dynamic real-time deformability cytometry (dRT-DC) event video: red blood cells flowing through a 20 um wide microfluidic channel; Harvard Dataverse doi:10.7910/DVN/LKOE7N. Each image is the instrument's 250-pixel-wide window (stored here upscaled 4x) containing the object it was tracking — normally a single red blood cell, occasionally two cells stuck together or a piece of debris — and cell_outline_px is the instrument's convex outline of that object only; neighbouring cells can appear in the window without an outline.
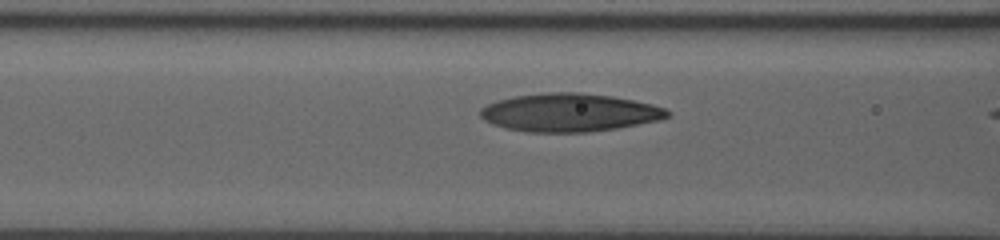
{"species": "human", "species_latin": "Homo sapiens", "temperature_condition": "room temperature", "stored_images_in_passage": 26, "camera_frame_rate_fps": 3000, "um_per_image_px": 0.085, "donor": {"sex": "male"}, "frame": {"image": 1, "passage_image": 8, "time_ms": 2.333, "image_size_px": [1000, 240], "cell_outline_px": [[672, 112], [668, 116], [660, 120], [616, 128], [588, 132], [528, 132], [508, 128], [492, 124], [484, 120], [480, 116], [480, 108], [496, 100], [516, 96], [548, 92], [580, 92], [612, 96], [652, 104], [664, 108]], "centroid_in_image_um": [48.39, 9.56], "position_along_channel_um": 118.2, "area_um2": 41.5}}
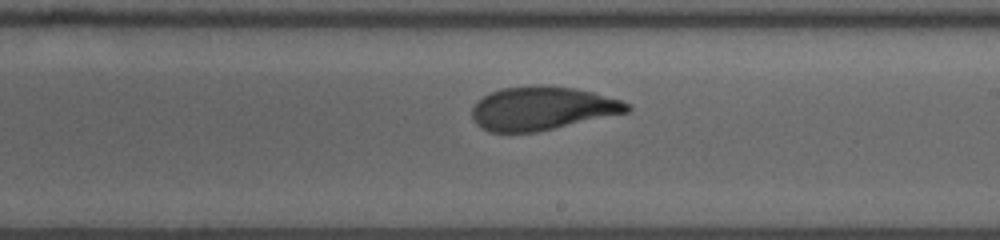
{"frame": {"image": 2, "passage_image": 18, "time_ms": 5.667, "image_size_px": [1000, 240], "cell_outline_px": [[632, 108], [628, 112], [536, 132], [488, 132], [480, 128], [476, 124], [472, 116], [472, 108], [484, 96], [500, 88], [532, 84], [540, 84], [576, 88], [592, 92], [620, 100], [628, 104]], "centroid_in_image_um": [46.06, 9.2], "position_along_channel_um": 242.9, "area_um2": 39.3}}
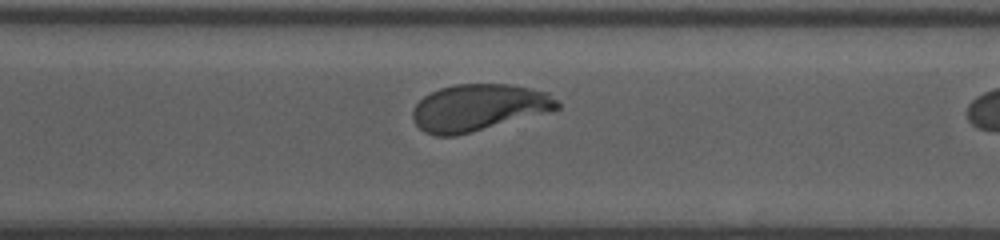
{"frame": {"image": 3, "passage_image": 25, "time_ms": 8.0, "image_size_px": [1000, 240], "cell_outline_px": [[560, 108], [552, 112], [456, 136], [436, 136], [424, 132], [416, 124], [412, 116], [412, 112], [416, 104], [424, 96], [440, 88], [456, 84], [512, 84], [548, 92], [560, 104]], "centroid_in_image_um": [40.71, 9.15], "position_along_channel_um": 329.9, "area_um2": 39.65}}